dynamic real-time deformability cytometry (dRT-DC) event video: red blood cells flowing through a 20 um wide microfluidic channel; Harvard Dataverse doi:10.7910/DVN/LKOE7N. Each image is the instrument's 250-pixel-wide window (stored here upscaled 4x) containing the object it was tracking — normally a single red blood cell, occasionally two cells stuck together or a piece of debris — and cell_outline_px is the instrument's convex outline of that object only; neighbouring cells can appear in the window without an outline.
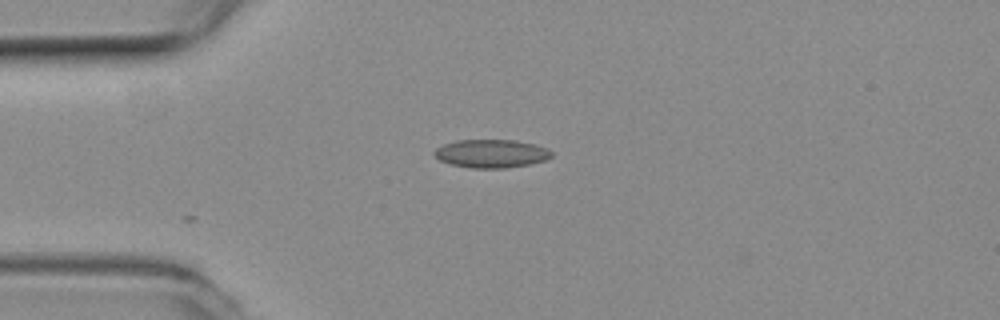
{"species": "common noctule bat (a hibernating species)", "species_latin": "Nyctalus noctula", "temperature_condition": "room temperature", "stored_images_in_passage": 12, "camera_frame_rate_fps": 3000, "um_per_image_px": 0.085, "animal": {"sex": "female", "body_mass_g": 19.3, "forearm_length_mm": 54.1}, "frame": {"image": 1, "passage_image": 1, "time_ms": 0.0, "image_size_px": [1000, 320], "cell_outline_px": [[552, 156], [548, 160], [528, 164], [504, 168], [472, 168], [452, 164], [440, 160], [432, 152], [436, 148], [444, 144], [456, 140], [516, 140], [536, 144], [548, 148], [552, 152]], "centroid_in_image_um": [41.8, 13.04], "position_along_channel_um": 43.2, "area_um2": 19.36}}
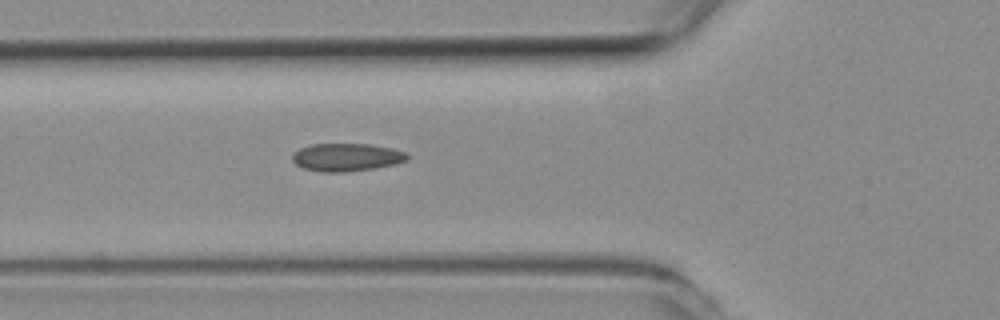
{"frame": {"image": 2, "passage_image": 7, "time_ms": 2.0, "image_size_px": [1000, 320], "cell_outline_px": [[408, 160], [396, 164], [372, 168], [344, 172], [320, 172], [304, 168], [296, 164], [292, 160], [292, 156], [300, 148], [312, 144], [368, 144], [392, 148], [404, 152], [408, 156]], "centroid_in_image_um": [29.45, 13.36], "position_along_channel_um": 96.3, "area_um2": 18.5}}
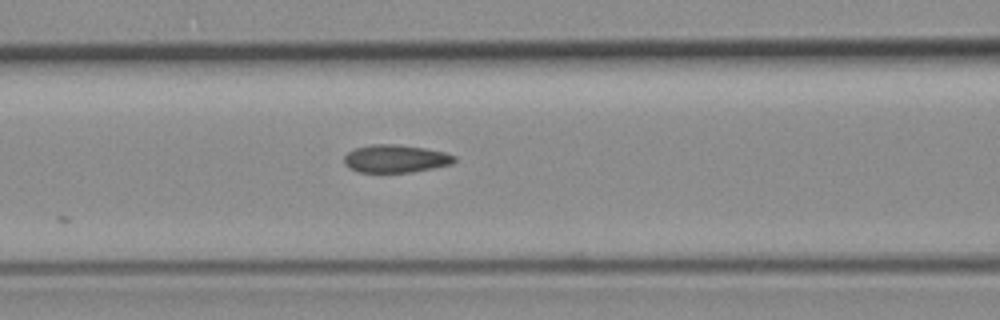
{"frame": {"image": 3, "passage_image": 10, "time_ms": 3.0, "image_size_px": [1000, 320], "cell_outline_px": [[456, 160], [452, 164], [412, 172], [356, 172], [348, 168], [344, 164], [344, 156], [348, 152], [356, 148], [372, 144], [396, 144], [424, 148], [444, 152], [456, 156]], "centroid_in_image_um": [33.6, 13.49], "position_along_channel_um": 133.0, "area_um2": 17.92}}